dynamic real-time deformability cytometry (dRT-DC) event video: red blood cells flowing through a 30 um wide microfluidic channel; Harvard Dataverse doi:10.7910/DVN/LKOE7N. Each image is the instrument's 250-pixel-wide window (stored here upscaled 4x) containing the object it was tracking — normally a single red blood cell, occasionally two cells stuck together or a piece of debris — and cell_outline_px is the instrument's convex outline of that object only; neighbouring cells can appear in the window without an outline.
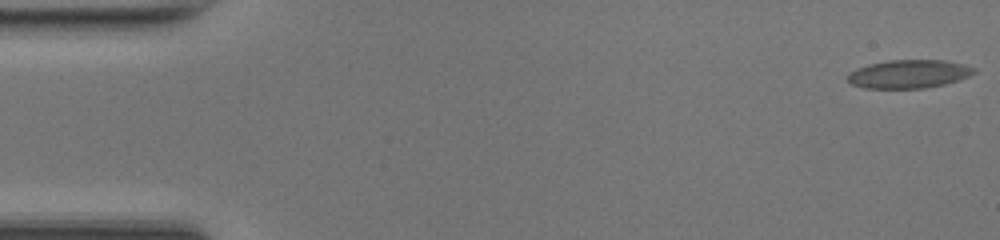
{"species": "common noctule bat (a hibernating species)", "species_latin": "Nyctalus noctula", "temperature_condition": "room temperature", "stored_images_in_passage": 49, "camera_frame_rate_fps": 3000, "um_per_image_px": 0.085, "animal": {"sex": "female", "body_mass_g": 17.0, "forearm_length_mm": 48.0}, "frame": {"image": 1, "passage_image": 1, "time_ms": 0.0, "image_size_px": [1000, 240], "cell_outline_px": [[976, 72], [968, 76], [944, 84], [924, 88], [864, 88], [852, 84], [848, 80], [848, 76], [856, 68], [868, 64], [888, 60], [944, 60], [964, 64], [976, 68]], "centroid_in_image_um": [77.26, 6.28], "position_along_channel_um": 7.7, "area_um2": 20.75}}
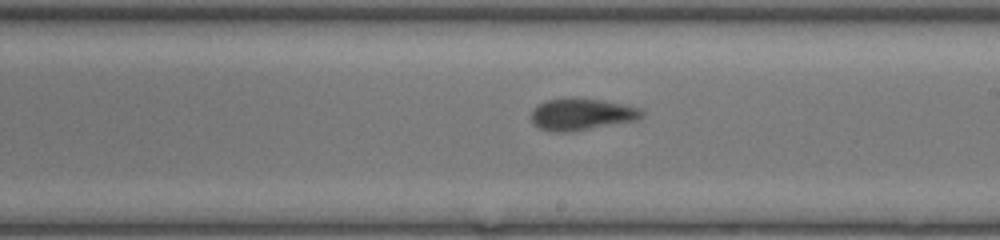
{"frame": {"image": 2, "passage_image": 28, "time_ms": 9.0, "image_size_px": [1000, 240], "cell_outline_px": [[644, 116], [636, 120], [568, 132], [552, 132], [540, 128], [532, 120], [532, 112], [540, 104], [548, 100], [572, 96], [604, 100], [624, 104], [640, 108], [644, 112]], "centroid_in_image_um": [49.48, 9.69], "position_along_channel_um": 239.5, "area_um2": 20.46}}
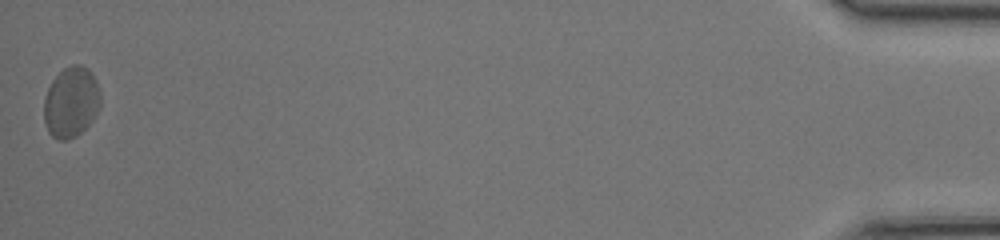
{"frame": {"image": 3, "passage_image": 49, "time_ms": 16.0, "image_size_px": [1000, 240], "cell_outline_px": [[100, 104], [92, 120], [76, 136], [68, 140], [60, 140], [52, 136], [48, 132], [44, 120], [44, 100], [48, 88], [52, 80], [64, 68], [72, 64], [80, 64], [88, 68], [92, 72], [100, 88]], "centroid_in_image_um": [6.05, 8.66], "position_along_channel_um": 429.2, "area_um2": 23.29}, "authors_computed_cell_mechanics": {"area_um2": 20.7502, "velocity_mm_per_s": 4.2062, "shape_relaxation_time_tau1_ms": 6.0324, "shape_relaxation_time_tau2_ms": 1.2499, "deformation_change_tau1": 0.1888, "deformation_change_tau2": 0.08}}